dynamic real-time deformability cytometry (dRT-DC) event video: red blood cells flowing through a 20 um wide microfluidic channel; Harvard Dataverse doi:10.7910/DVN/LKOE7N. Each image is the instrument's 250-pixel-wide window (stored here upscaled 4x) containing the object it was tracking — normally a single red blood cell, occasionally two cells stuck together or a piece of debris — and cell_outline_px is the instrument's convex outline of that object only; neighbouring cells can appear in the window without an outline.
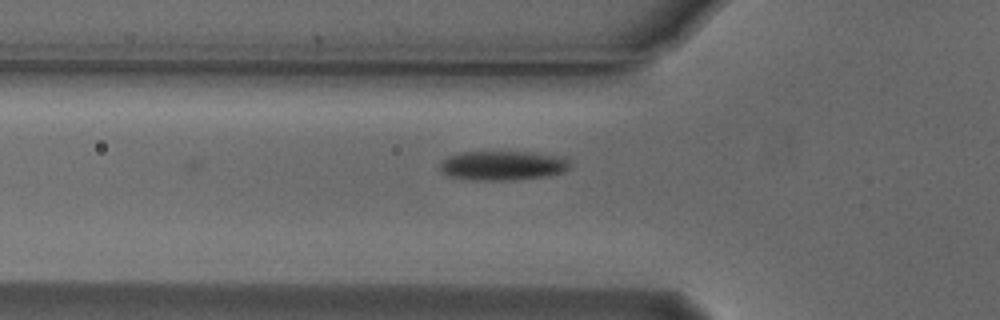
{"species": "Egyptian fruit bat (a non-hibernating species)", "species_latin": "Rousettus aegyptiacus", "temperature_condition": "cold", "stored_images_in_passage": 4, "camera_frame_rate_fps": 3000, "um_per_image_px": 0.085, "animal": {"sex": "male"}, "frame": {"image": 1, "passage_image": 4, "time_ms": 1.0, "image_size_px": [1000, 320], "cell_outline_px": [[572, 168], [564, 172], [548, 176], [512, 180], [472, 180], [448, 176], [440, 172], [440, 164], [448, 156], [460, 152], [532, 152], [568, 156], [572, 164]], "centroid_in_image_um": [42.82, 14.07], "position_along_channel_um": 83.0, "area_um2": 22.83}}